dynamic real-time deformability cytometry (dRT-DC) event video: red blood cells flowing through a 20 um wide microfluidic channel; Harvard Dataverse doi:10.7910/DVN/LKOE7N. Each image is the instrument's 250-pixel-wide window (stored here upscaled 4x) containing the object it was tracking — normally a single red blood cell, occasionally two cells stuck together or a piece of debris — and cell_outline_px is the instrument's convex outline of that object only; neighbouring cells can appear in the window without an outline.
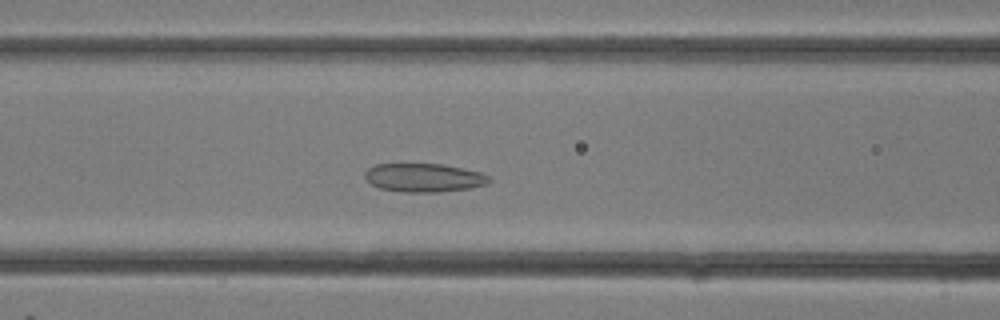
{"species": "common noctule bat (a hibernating species)", "species_latin": "Nyctalus noctula", "temperature_condition": "room temperature", "stored_images_in_passage": 24, "camera_frame_rate_fps": 3000, "um_per_image_px": 0.085, "animal": {"sex": "female"}, "frame": {"image": 1, "passage_image": 5, "time_ms": 1.333, "image_size_px": [1000, 320], "cell_outline_px": [[492, 180], [488, 184], [468, 188], [440, 192], [404, 192], [380, 188], [372, 184], [364, 176], [364, 172], [368, 168], [376, 164], [444, 164], [480, 172], [492, 176]], "centroid_in_image_um": [36.07, 15.1], "position_along_channel_um": 130.5, "area_um2": 20.75}}
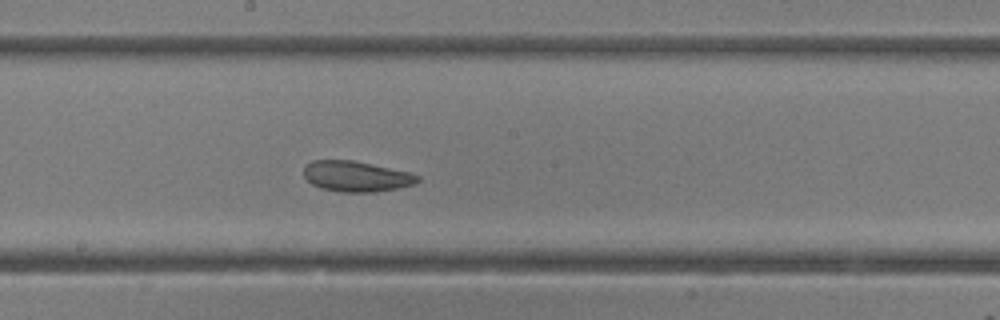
{"frame": {"image": 2, "passage_image": 9, "time_ms": 2.667, "image_size_px": [1000, 320], "cell_outline_px": [[420, 180], [416, 184], [400, 188], [376, 192], [340, 192], [320, 188], [312, 184], [304, 176], [304, 168], [312, 160], [352, 160], [408, 172], [420, 176]], "centroid_in_image_um": [30.3, 15.0], "position_along_channel_um": 217.9, "area_um2": 20.29}}
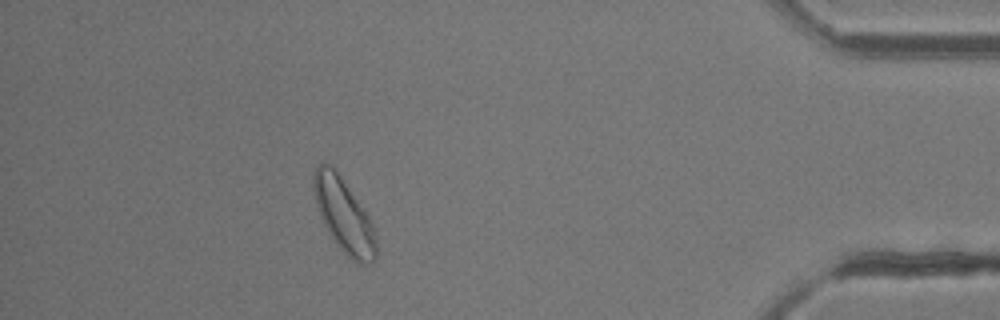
{"frame": {"image": 3, "passage_image": 20, "time_ms": 6.333, "image_size_px": [1000, 320], "cell_outline_px": [[376, 260], [372, 264], [356, 264], [336, 244], [328, 232], [320, 216], [316, 204], [312, 188], [312, 176], [316, 164], [328, 164], [336, 168], [368, 216], [372, 224], [376, 240]], "centroid_in_image_um": [29.21, 18.3], "position_along_channel_um": 406.0, "area_um2": 27.05}}